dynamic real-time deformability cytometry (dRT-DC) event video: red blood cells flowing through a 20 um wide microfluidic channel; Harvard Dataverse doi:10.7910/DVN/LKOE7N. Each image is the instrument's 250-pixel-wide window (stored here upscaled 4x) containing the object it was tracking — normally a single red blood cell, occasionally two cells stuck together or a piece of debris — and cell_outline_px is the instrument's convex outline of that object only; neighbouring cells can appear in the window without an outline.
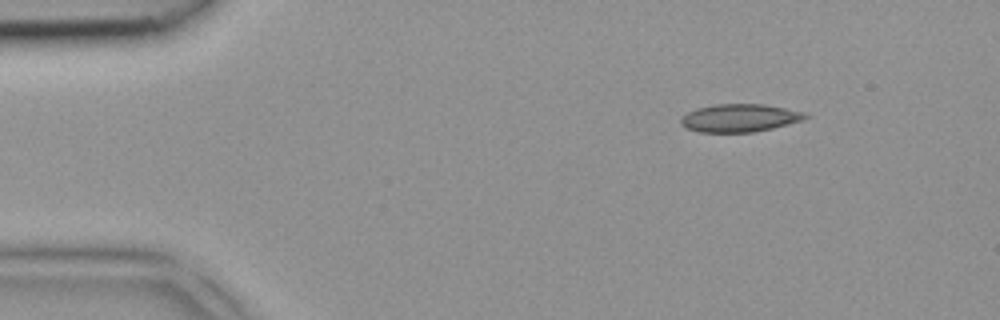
{"species": "common noctule bat (a hibernating species)", "species_latin": "Nyctalus noctula", "temperature_condition": "room temperature", "stored_images_in_passage": 3, "camera_frame_rate_fps": 3000, "um_per_image_px": 0.085, "animal": {"sex": "female", "body_mass_g": 18.4}, "frame": {"image": 1, "passage_image": 3, "time_ms": 0.667, "image_size_px": [1000, 320], "cell_outline_px": [[812, 116], [804, 120], [756, 132], [700, 132], [688, 128], [680, 124], [680, 116], [696, 108], [716, 104], [764, 104], [804, 112]], "centroid_in_image_um": [62.88, 10.02], "position_along_channel_um": 22.1, "area_um2": 20.35}}